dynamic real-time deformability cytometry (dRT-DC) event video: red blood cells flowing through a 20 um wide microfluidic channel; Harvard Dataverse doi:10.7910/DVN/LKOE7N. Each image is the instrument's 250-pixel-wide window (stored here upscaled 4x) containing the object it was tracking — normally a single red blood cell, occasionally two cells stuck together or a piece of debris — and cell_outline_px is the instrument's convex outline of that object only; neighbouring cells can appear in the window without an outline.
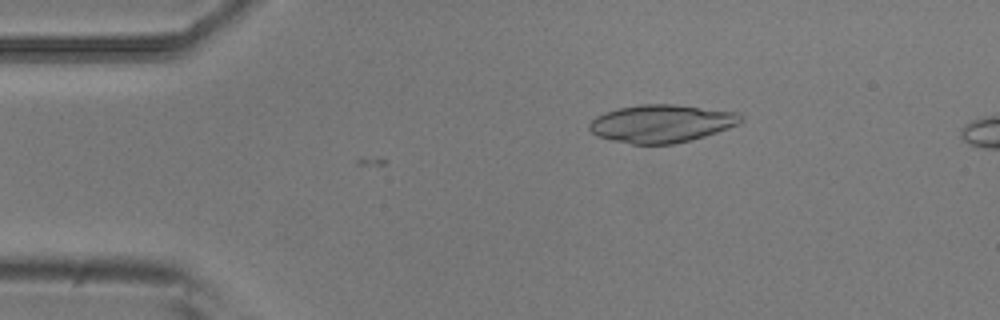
{"species": "common noctule bat (a hibernating species)", "species_latin": "Nyctalus noctula", "temperature_condition": "room temperature", "stored_images_in_passage": 6, "camera_frame_rate_fps": 3000, "um_per_image_px": 0.085, "animal": {"sex": "male", "body_mass_g": 20.5, "forearm_length_mm": 52.5}, "frame": {"image": 1, "passage_image": 2, "time_ms": 0.333, "image_size_px": [1000, 320], "cell_outline_px": [[744, 120], [740, 124], [704, 136], [672, 144], [632, 144], [612, 140], [596, 136], [588, 128], [588, 124], [596, 116], [604, 112], [620, 108], [640, 104], [676, 104], [740, 112], [744, 116]], "centroid_in_image_um": [56.25, 10.49], "position_along_channel_um": 28.7, "area_um2": 33.58}}